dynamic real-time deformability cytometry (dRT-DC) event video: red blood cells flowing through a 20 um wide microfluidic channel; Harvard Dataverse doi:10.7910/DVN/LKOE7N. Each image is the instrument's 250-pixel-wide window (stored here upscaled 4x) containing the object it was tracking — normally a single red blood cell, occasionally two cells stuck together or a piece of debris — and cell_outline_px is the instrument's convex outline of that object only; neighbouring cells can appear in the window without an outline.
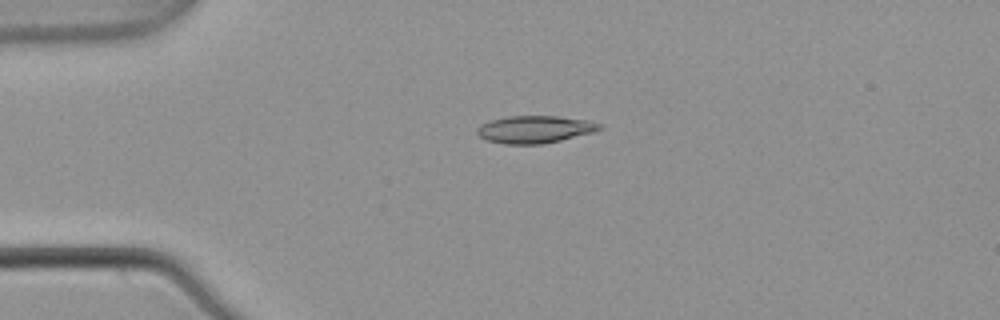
{"species": "common noctule bat (a hibernating species)", "species_latin": "Nyctalus noctula", "temperature_condition": "warm", "stored_images_in_passage": 1, "camera_frame_rate_fps": 3000, "um_per_image_px": 0.085, "animal": {"sex": "male", "body_mass_g": 21.5, "forearm_length_mm": 52.0}, "frame": {"image": 1, "passage_image": 1, "time_ms": 0.0, "image_size_px": [1000, 320], "cell_outline_px": [[604, 128], [592, 132], [544, 144], [504, 144], [484, 140], [476, 132], [476, 128], [480, 124], [492, 120], [508, 116], [556, 116], [588, 120], [600, 124]], "centroid_in_image_um": [45.42, 11.0], "position_along_channel_um": 39.6, "area_um2": 19.54}}